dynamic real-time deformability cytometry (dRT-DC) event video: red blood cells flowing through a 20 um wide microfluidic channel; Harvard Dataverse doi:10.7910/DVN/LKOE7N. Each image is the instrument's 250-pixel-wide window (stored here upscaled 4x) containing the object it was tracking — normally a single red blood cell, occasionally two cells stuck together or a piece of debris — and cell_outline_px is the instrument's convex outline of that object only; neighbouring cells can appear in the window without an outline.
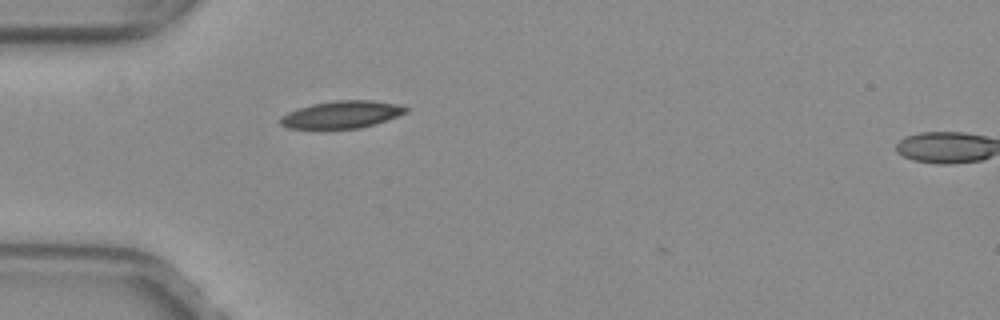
{"species": "common noctule bat (a hibernating species)", "species_latin": "Nyctalus noctula", "temperature_condition": "warm", "stored_images_in_passage": 32, "camera_frame_rate_fps": 3000, "um_per_image_px": 0.085, "animal": {"sex": "female", "body_mass_g": 29.2, "forearm_length_mm": 56.3}, "frame": {"image": 1, "passage_image": 1, "time_ms": 0.0, "image_size_px": [1000, 320], "cell_outline_px": [[408, 112], [360, 128], [288, 128], [280, 124], [280, 120], [288, 112], [312, 104], [336, 100], [372, 100], [396, 104], [408, 108]], "centroid_in_image_um": [29.05, 9.72], "position_along_channel_um": 56.0, "area_um2": 19.48}}
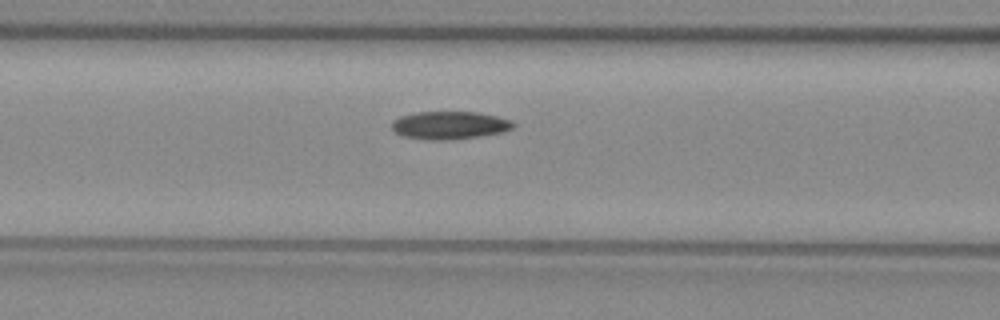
{"frame": {"image": 2, "passage_image": 7, "time_ms": 2.0, "image_size_px": [1000, 320], "cell_outline_px": [[516, 124], [512, 128], [504, 132], [480, 136], [448, 140], [432, 140], [404, 136], [396, 132], [392, 128], [392, 120], [400, 116], [416, 112], [480, 112], [512, 120]], "centroid_in_image_um": [38.24, 10.64], "position_along_channel_um": 128.4, "area_um2": 19.77}}
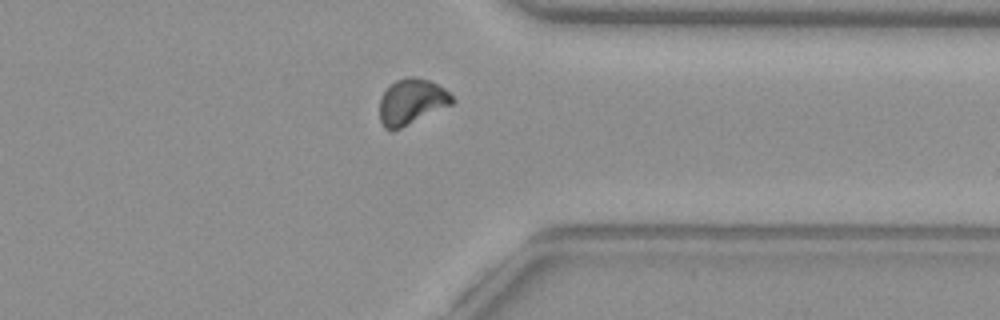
{"frame": {"image": 3, "passage_image": 26, "time_ms": 8.333, "image_size_px": [1000, 320], "cell_outline_px": [[456, 100], [452, 104], [400, 128], [384, 128], [380, 120], [380, 96], [396, 80], [408, 76], [412, 76], [428, 80], [444, 88]], "centroid_in_image_um": [34.99, 8.62], "position_along_channel_um": 376.4, "area_um2": 18.9}}